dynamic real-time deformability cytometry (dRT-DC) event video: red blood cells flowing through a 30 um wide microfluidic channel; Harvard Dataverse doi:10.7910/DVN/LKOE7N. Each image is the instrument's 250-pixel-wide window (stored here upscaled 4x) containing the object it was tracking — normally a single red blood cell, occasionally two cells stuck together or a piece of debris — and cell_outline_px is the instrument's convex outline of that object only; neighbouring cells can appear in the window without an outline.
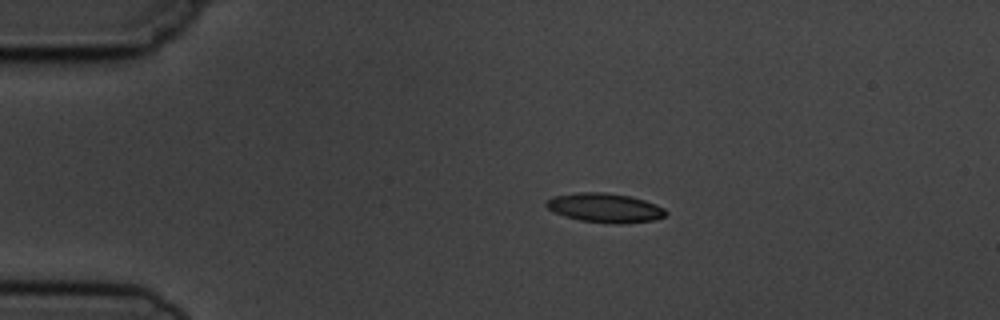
{"species": "common noctule bat (a hibernating species)", "species_latin": "Nyctalus noctula", "temperature_condition": "cold", "stored_images_in_passage": 7, "camera_frame_rate_fps": 3000, "um_per_image_px": 0.085, "animal": {"sex": "male", "body_mass_g": 19.5, "forearm_length_mm": 54.6}, "frame": {"image": 1, "passage_image": 1, "time_ms": 0.0, "image_size_px": [1000, 320], "cell_outline_px": [[668, 212], [664, 216], [656, 220], [620, 224], [616, 224], [580, 220], [564, 216], [548, 208], [544, 204], [552, 196], [576, 192], [604, 192], [628, 196], [644, 200], [656, 204], [664, 208]], "centroid_in_image_um": [51.43, 17.66], "position_along_channel_um": 33.6, "area_um2": 20.35}}
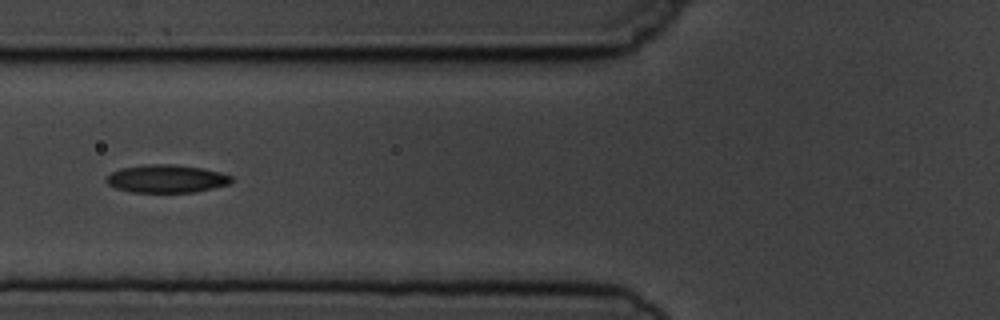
{"frame": {"image": 2, "passage_image": 4, "time_ms": 3.333, "image_size_px": [1000, 320], "cell_outline_px": [[232, 180], [228, 184], [212, 188], [192, 192], [132, 192], [116, 188], [108, 184], [104, 180], [112, 172], [120, 168], [144, 164], [176, 164], [200, 168], [220, 172], [232, 176]], "centroid_in_image_um": [14.11, 15.18], "position_along_channel_um": 111.7, "area_um2": 20.29}}
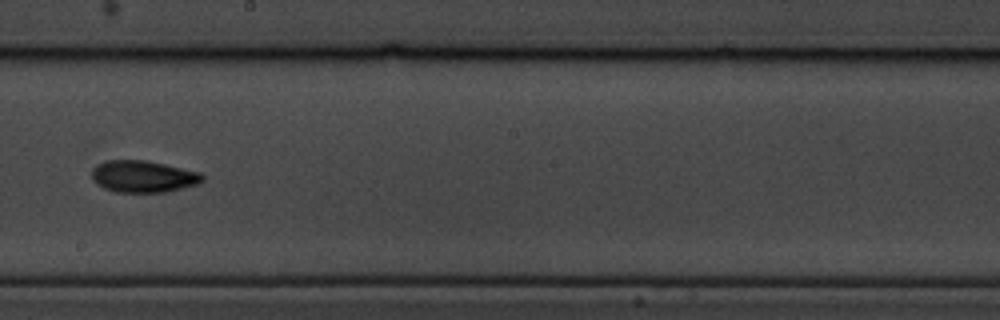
{"frame": {"image": 3, "passage_image": 7, "time_ms": 6.667, "image_size_px": [1000, 320], "cell_outline_px": [[204, 180], [196, 184], [168, 192], [116, 192], [104, 188], [96, 184], [92, 180], [92, 168], [96, 164], [108, 160], [144, 160], [164, 164], [200, 172], [204, 176]], "centroid_in_image_um": [12.14, 15.0], "position_along_channel_um": 236.1, "area_um2": 20.58}}